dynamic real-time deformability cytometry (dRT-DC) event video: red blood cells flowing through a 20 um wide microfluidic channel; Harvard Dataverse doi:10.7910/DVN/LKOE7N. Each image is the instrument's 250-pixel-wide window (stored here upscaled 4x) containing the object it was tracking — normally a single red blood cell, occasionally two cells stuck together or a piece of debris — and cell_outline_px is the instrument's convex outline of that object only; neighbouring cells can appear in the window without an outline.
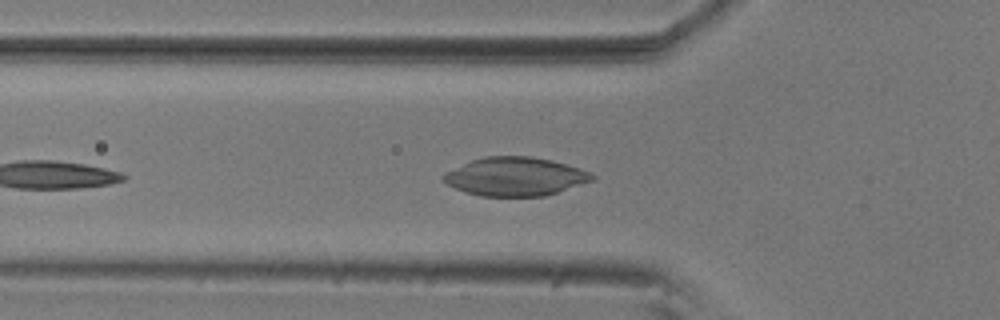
{"species": "common noctule bat (a hibernating species)", "species_latin": "Nyctalus noctula", "temperature_condition": "room temperature", "stored_images_in_passage": 42, "camera_frame_rate_fps": 3000, "um_per_image_px": 0.085, "animal": {"sex": "male", "body_mass_g": 20.5, "forearm_length_mm": 52.5}, "frame": {"image": 1, "passage_image": 7, "time_ms": 2.0, "image_size_px": [1000, 320], "cell_outline_px": [[596, 180], [544, 196], [480, 196], [464, 192], [448, 184], [440, 176], [444, 172], [472, 160], [484, 156], [532, 156], [552, 160], [588, 172], [596, 176]], "centroid_in_image_um": [43.78, 15.01], "position_along_channel_um": 82.0, "area_um2": 33.35}}
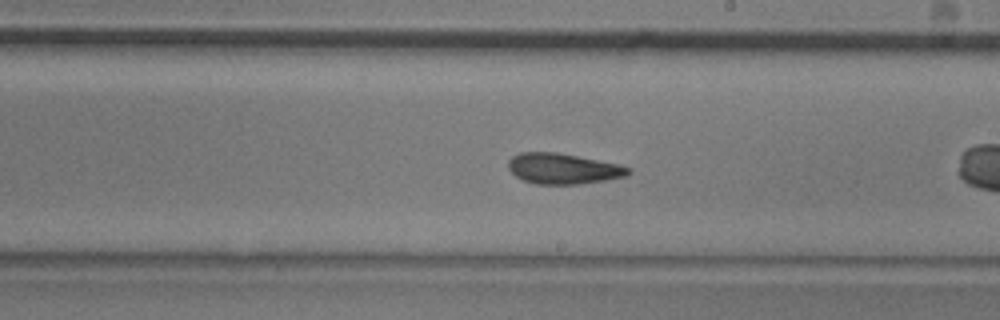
{"frame": {"image": 2, "passage_image": 17, "time_ms": 5.333, "image_size_px": [1000, 320], "cell_outline_px": [[632, 172], [628, 176], [580, 184], [536, 184], [524, 180], [516, 176], [508, 168], [508, 160], [512, 156], [520, 152], [556, 152], [620, 164], [632, 168]], "centroid_in_image_um": [47.89, 14.33], "position_along_channel_um": 241.1, "area_um2": 21.5}}
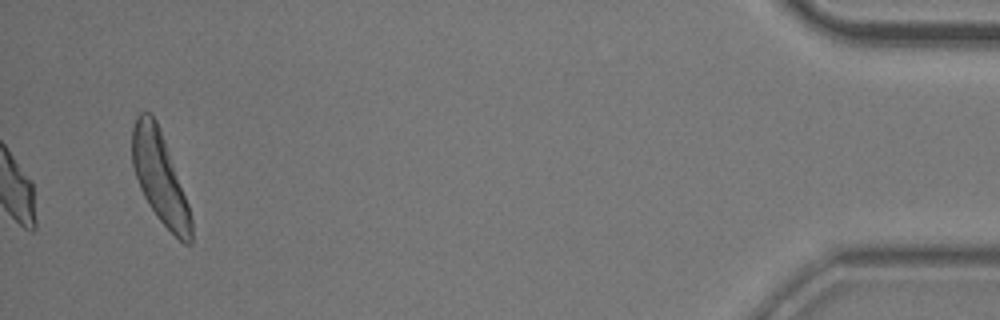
{"frame": {"image": 3, "passage_image": 42, "time_ms": 13.667, "image_size_px": [1000, 320], "cell_outline_px": [[192, 244], [184, 244], [156, 216], [148, 204], [140, 188], [132, 168], [132, 128], [136, 116], [140, 112], [148, 112], [156, 120], [164, 140], [188, 204], [192, 220]], "centroid_in_image_um": [13.56, 15.1], "position_along_channel_um": 421.6, "area_um2": 30.92}, "authors_computed_cell_mechanics": {"area_um2": 21.4727, "velocity_mm_per_s": 3.5855, "shape_relaxation_time_tau1_ms": null, "shape_relaxation_time_tau2_ms": 1.5526, "deformation_change_tau1": null, "deformation_change_tau2": 0.0892}}